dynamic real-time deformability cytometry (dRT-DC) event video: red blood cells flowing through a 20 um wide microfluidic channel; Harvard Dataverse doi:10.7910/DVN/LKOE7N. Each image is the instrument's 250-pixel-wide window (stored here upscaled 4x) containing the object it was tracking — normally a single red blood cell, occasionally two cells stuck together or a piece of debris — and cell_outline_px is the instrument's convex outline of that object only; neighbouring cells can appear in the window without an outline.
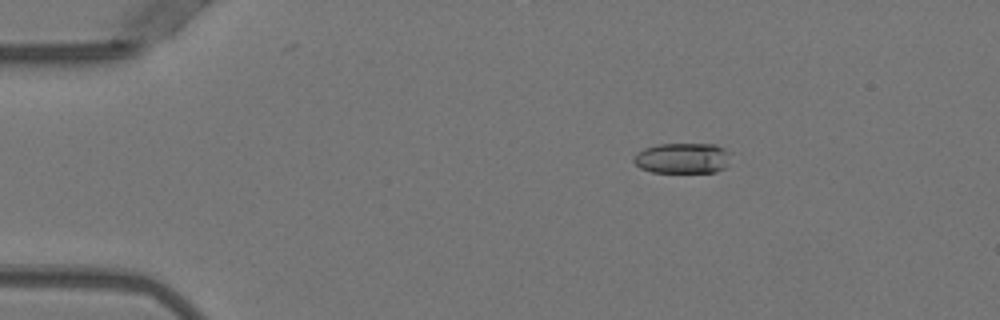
{"species": "Egyptian fruit bat (a non-hibernating species)", "species_latin": "Rousettus aegyptiacus", "temperature_condition": "warm", "stored_images_in_passage": 52, "camera_frame_rate_fps": 3000, "um_per_image_px": 0.085, "animal": {"sex": "female"}, "frame": {"image": 1, "passage_image": 9, "time_ms": 2.667, "image_size_px": [1000, 320], "cell_outline_px": [[728, 164], [724, 168], [716, 172], [652, 172], [640, 168], [632, 160], [636, 152], [644, 148], [660, 144], [716, 144], [724, 148], [728, 152]], "centroid_in_image_um": [57.99, 13.44], "position_along_channel_um": 27.0, "area_um2": 17.28}}
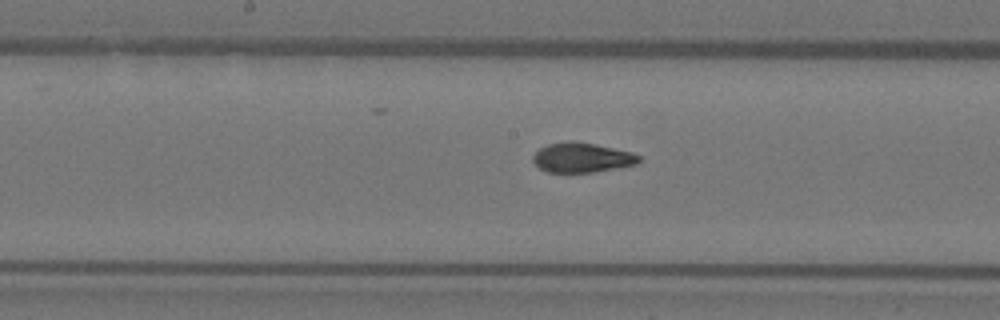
{"frame": {"image": 2, "passage_image": 27, "time_ms": 8.667, "image_size_px": [1000, 320], "cell_outline_px": [[640, 160], [636, 164], [616, 168], [592, 172], [548, 172], [540, 168], [532, 160], [532, 156], [540, 148], [548, 144], [568, 140], [572, 140], [596, 144], [632, 152], [640, 156]], "centroid_in_image_um": [49.45, 13.38], "position_along_channel_um": 198.7, "area_um2": 18.32}}
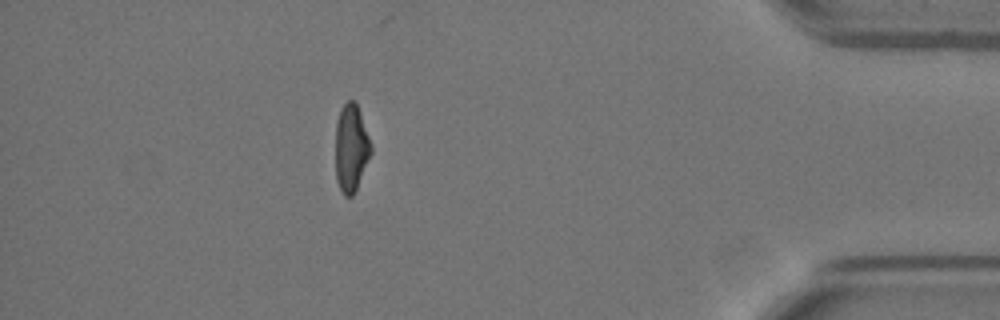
{"frame": {"image": 3, "passage_image": 46, "time_ms": 15.0, "image_size_px": [1000, 320], "cell_outline_px": [[372, 152], [356, 188], [352, 196], [344, 196], [336, 180], [336, 120], [340, 108], [348, 100], [356, 100], [372, 144]], "centroid_in_image_um": [29.85, 12.52], "position_along_channel_um": 405.4, "area_um2": 18.21}, "authors_computed_cell_mechanics": {"area_um2": 18.6694, "velocity_mm_per_s": 3.9819, "shape_relaxation_time_tau1_ms": 4.3167, "shape_relaxation_time_tau2_ms": 1.3371, "deformation_change_tau1": 0.1865, "deformation_change_tau2": 0.0778}}